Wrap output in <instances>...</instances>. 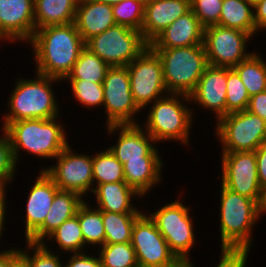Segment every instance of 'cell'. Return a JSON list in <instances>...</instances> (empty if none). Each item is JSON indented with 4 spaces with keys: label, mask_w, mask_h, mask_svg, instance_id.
Here are the masks:
<instances>
[{
    "label": "cell",
    "mask_w": 266,
    "mask_h": 267,
    "mask_svg": "<svg viewBox=\"0 0 266 267\" xmlns=\"http://www.w3.org/2000/svg\"><path fill=\"white\" fill-rule=\"evenodd\" d=\"M32 48L34 71L63 81L85 47L74 22L35 30L27 43Z\"/></svg>",
    "instance_id": "obj_1"
},
{
    "label": "cell",
    "mask_w": 266,
    "mask_h": 267,
    "mask_svg": "<svg viewBox=\"0 0 266 267\" xmlns=\"http://www.w3.org/2000/svg\"><path fill=\"white\" fill-rule=\"evenodd\" d=\"M218 209V238L221 251H249L253 248V231L266 210L251 198L240 195L221 184Z\"/></svg>",
    "instance_id": "obj_2"
},
{
    "label": "cell",
    "mask_w": 266,
    "mask_h": 267,
    "mask_svg": "<svg viewBox=\"0 0 266 267\" xmlns=\"http://www.w3.org/2000/svg\"><path fill=\"white\" fill-rule=\"evenodd\" d=\"M33 78L17 77L6 103L8 111L1 117L2 128H5L10 122L26 119H51L61 115V106L57 102L54 87L62 81L36 72ZM53 84L54 86H52Z\"/></svg>",
    "instance_id": "obj_3"
},
{
    "label": "cell",
    "mask_w": 266,
    "mask_h": 267,
    "mask_svg": "<svg viewBox=\"0 0 266 267\" xmlns=\"http://www.w3.org/2000/svg\"><path fill=\"white\" fill-rule=\"evenodd\" d=\"M60 117L20 120L10 122L4 128L9 135L17 165L21 164L19 161H22L20 155L23 151L46 161H54L70 143L65 130L67 127L59 120Z\"/></svg>",
    "instance_id": "obj_4"
},
{
    "label": "cell",
    "mask_w": 266,
    "mask_h": 267,
    "mask_svg": "<svg viewBox=\"0 0 266 267\" xmlns=\"http://www.w3.org/2000/svg\"><path fill=\"white\" fill-rule=\"evenodd\" d=\"M188 104H191L190 96L168 93L146 108L149 109L146 121L140 125L157 144L176 141L184 147L190 146V132L195 125L194 112L197 110Z\"/></svg>",
    "instance_id": "obj_5"
},
{
    "label": "cell",
    "mask_w": 266,
    "mask_h": 267,
    "mask_svg": "<svg viewBox=\"0 0 266 267\" xmlns=\"http://www.w3.org/2000/svg\"><path fill=\"white\" fill-rule=\"evenodd\" d=\"M153 50L161 60L168 93L190 96L208 66L204 45Z\"/></svg>",
    "instance_id": "obj_6"
},
{
    "label": "cell",
    "mask_w": 266,
    "mask_h": 267,
    "mask_svg": "<svg viewBox=\"0 0 266 267\" xmlns=\"http://www.w3.org/2000/svg\"><path fill=\"white\" fill-rule=\"evenodd\" d=\"M179 193V198H175V201L154 209V212L146 210V213L155 222L176 258L179 261H193L189 254L194 245L196 246L197 238L194 231L196 226L193 223L194 217L190 213L192 212L190 205L183 203L184 196L181 194L185 192L181 190Z\"/></svg>",
    "instance_id": "obj_7"
},
{
    "label": "cell",
    "mask_w": 266,
    "mask_h": 267,
    "mask_svg": "<svg viewBox=\"0 0 266 267\" xmlns=\"http://www.w3.org/2000/svg\"><path fill=\"white\" fill-rule=\"evenodd\" d=\"M213 128L221 152L255 151L266 142V121L247 110L221 117Z\"/></svg>",
    "instance_id": "obj_8"
},
{
    "label": "cell",
    "mask_w": 266,
    "mask_h": 267,
    "mask_svg": "<svg viewBox=\"0 0 266 267\" xmlns=\"http://www.w3.org/2000/svg\"><path fill=\"white\" fill-rule=\"evenodd\" d=\"M147 46L141 31L117 24L85 42V47L110 67L127 66Z\"/></svg>",
    "instance_id": "obj_9"
},
{
    "label": "cell",
    "mask_w": 266,
    "mask_h": 267,
    "mask_svg": "<svg viewBox=\"0 0 266 267\" xmlns=\"http://www.w3.org/2000/svg\"><path fill=\"white\" fill-rule=\"evenodd\" d=\"M72 148L68 144L54 159L53 165L41 166L40 171H44L59 190L74 191L86 199L94 189L92 155L80 154Z\"/></svg>",
    "instance_id": "obj_10"
},
{
    "label": "cell",
    "mask_w": 266,
    "mask_h": 267,
    "mask_svg": "<svg viewBox=\"0 0 266 267\" xmlns=\"http://www.w3.org/2000/svg\"><path fill=\"white\" fill-rule=\"evenodd\" d=\"M105 126L140 124L127 66L110 67L103 81Z\"/></svg>",
    "instance_id": "obj_11"
},
{
    "label": "cell",
    "mask_w": 266,
    "mask_h": 267,
    "mask_svg": "<svg viewBox=\"0 0 266 267\" xmlns=\"http://www.w3.org/2000/svg\"><path fill=\"white\" fill-rule=\"evenodd\" d=\"M220 184L257 201L266 210L265 191L259 184L255 151L221 152Z\"/></svg>",
    "instance_id": "obj_12"
},
{
    "label": "cell",
    "mask_w": 266,
    "mask_h": 267,
    "mask_svg": "<svg viewBox=\"0 0 266 267\" xmlns=\"http://www.w3.org/2000/svg\"><path fill=\"white\" fill-rule=\"evenodd\" d=\"M133 99L142 111L154 101L168 94L162 63L157 53L147 48L127 65Z\"/></svg>",
    "instance_id": "obj_13"
},
{
    "label": "cell",
    "mask_w": 266,
    "mask_h": 267,
    "mask_svg": "<svg viewBox=\"0 0 266 267\" xmlns=\"http://www.w3.org/2000/svg\"><path fill=\"white\" fill-rule=\"evenodd\" d=\"M253 37L244 31L211 25L204 28L203 45L208 65L233 68L254 51H247Z\"/></svg>",
    "instance_id": "obj_14"
},
{
    "label": "cell",
    "mask_w": 266,
    "mask_h": 267,
    "mask_svg": "<svg viewBox=\"0 0 266 267\" xmlns=\"http://www.w3.org/2000/svg\"><path fill=\"white\" fill-rule=\"evenodd\" d=\"M131 245L139 267H175L180 262L145 211L133 225Z\"/></svg>",
    "instance_id": "obj_15"
},
{
    "label": "cell",
    "mask_w": 266,
    "mask_h": 267,
    "mask_svg": "<svg viewBox=\"0 0 266 267\" xmlns=\"http://www.w3.org/2000/svg\"><path fill=\"white\" fill-rule=\"evenodd\" d=\"M105 131L111 138L118 135L117 142L108 148L122 164L142 160V157H162L159 145L140 124L109 125Z\"/></svg>",
    "instance_id": "obj_16"
},
{
    "label": "cell",
    "mask_w": 266,
    "mask_h": 267,
    "mask_svg": "<svg viewBox=\"0 0 266 267\" xmlns=\"http://www.w3.org/2000/svg\"><path fill=\"white\" fill-rule=\"evenodd\" d=\"M34 32V0H0V43L27 45Z\"/></svg>",
    "instance_id": "obj_17"
},
{
    "label": "cell",
    "mask_w": 266,
    "mask_h": 267,
    "mask_svg": "<svg viewBox=\"0 0 266 267\" xmlns=\"http://www.w3.org/2000/svg\"><path fill=\"white\" fill-rule=\"evenodd\" d=\"M226 89L227 67L208 65L190 95L191 104L213 113L217 122L226 115Z\"/></svg>",
    "instance_id": "obj_18"
},
{
    "label": "cell",
    "mask_w": 266,
    "mask_h": 267,
    "mask_svg": "<svg viewBox=\"0 0 266 267\" xmlns=\"http://www.w3.org/2000/svg\"><path fill=\"white\" fill-rule=\"evenodd\" d=\"M36 179V180H35ZM26 197L24 221V242L44 223L50 206L59 188L44 172L39 171Z\"/></svg>",
    "instance_id": "obj_19"
},
{
    "label": "cell",
    "mask_w": 266,
    "mask_h": 267,
    "mask_svg": "<svg viewBox=\"0 0 266 267\" xmlns=\"http://www.w3.org/2000/svg\"><path fill=\"white\" fill-rule=\"evenodd\" d=\"M191 9L190 0H146L141 29L150 44L165 28Z\"/></svg>",
    "instance_id": "obj_20"
},
{
    "label": "cell",
    "mask_w": 266,
    "mask_h": 267,
    "mask_svg": "<svg viewBox=\"0 0 266 267\" xmlns=\"http://www.w3.org/2000/svg\"><path fill=\"white\" fill-rule=\"evenodd\" d=\"M204 27L190 9L165 28L150 44L152 49H169L203 44Z\"/></svg>",
    "instance_id": "obj_21"
},
{
    "label": "cell",
    "mask_w": 266,
    "mask_h": 267,
    "mask_svg": "<svg viewBox=\"0 0 266 267\" xmlns=\"http://www.w3.org/2000/svg\"><path fill=\"white\" fill-rule=\"evenodd\" d=\"M91 195L95 198L93 206L101 211L114 213H143L141 207L134 205V200L143 199L132 187L125 181L104 183L97 185ZM134 199V200H133Z\"/></svg>",
    "instance_id": "obj_22"
},
{
    "label": "cell",
    "mask_w": 266,
    "mask_h": 267,
    "mask_svg": "<svg viewBox=\"0 0 266 267\" xmlns=\"http://www.w3.org/2000/svg\"><path fill=\"white\" fill-rule=\"evenodd\" d=\"M84 201L85 199L77 192L58 190L44 223L26 241L43 243L63 222L76 215Z\"/></svg>",
    "instance_id": "obj_23"
},
{
    "label": "cell",
    "mask_w": 266,
    "mask_h": 267,
    "mask_svg": "<svg viewBox=\"0 0 266 267\" xmlns=\"http://www.w3.org/2000/svg\"><path fill=\"white\" fill-rule=\"evenodd\" d=\"M74 24L83 41L116 25L112 5L95 0H79Z\"/></svg>",
    "instance_id": "obj_24"
},
{
    "label": "cell",
    "mask_w": 266,
    "mask_h": 267,
    "mask_svg": "<svg viewBox=\"0 0 266 267\" xmlns=\"http://www.w3.org/2000/svg\"><path fill=\"white\" fill-rule=\"evenodd\" d=\"M164 164L166 163L161 157H142V160L127 161L123 164L125 182L145 198L164 181Z\"/></svg>",
    "instance_id": "obj_25"
},
{
    "label": "cell",
    "mask_w": 266,
    "mask_h": 267,
    "mask_svg": "<svg viewBox=\"0 0 266 267\" xmlns=\"http://www.w3.org/2000/svg\"><path fill=\"white\" fill-rule=\"evenodd\" d=\"M79 0H34L35 30L73 23Z\"/></svg>",
    "instance_id": "obj_26"
},
{
    "label": "cell",
    "mask_w": 266,
    "mask_h": 267,
    "mask_svg": "<svg viewBox=\"0 0 266 267\" xmlns=\"http://www.w3.org/2000/svg\"><path fill=\"white\" fill-rule=\"evenodd\" d=\"M217 25L244 31L253 38L259 34L255 28L253 6L245 0H223Z\"/></svg>",
    "instance_id": "obj_27"
},
{
    "label": "cell",
    "mask_w": 266,
    "mask_h": 267,
    "mask_svg": "<svg viewBox=\"0 0 266 267\" xmlns=\"http://www.w3.org/2000/svg\"><path fill=\"white\" fill-rule=\"evenodd\" d=\"M88 201V202H87ZM80 205L77 210L76 215L78 216L79 225L83 234L84 239V252L86 250L96 246V248L104 245L105 242V231L104 224L102 221V211L97 207H93L88 204L89 200L87 198Z\"/></svg>",
    "instance_id": "obj_28"
},
{
    "label": "cell",
    "mask_w": 266,
    "mask_h": 267,
    "mask_svg": "<svg viewBox=\"0 0 266 267\" xmlns=\"http://www.w3.org/2000/svg\"><path fill=\"white\" fill-rule=\"evenodd\" d=\"M47 242H50L51 246ZM52 243L57 244L56 247L62 253L74 254L84 252V239L77 215L63 222L42 244L47 249L52 250L54 245Z\"/></svg>",
    "instance_id": "obj_29"
},
{
    "label": "cell",
    "mask_w": 266,
    "mask_h": 267,
    "mask_svg": "<svg viewBox=\"0 0 266 267\" xmlns=\"http://www.w3.org/2000/svg\"><path fill=\"white\" fill-rule=\"evenodd\" d=\"M256 50L233 69L238 73L250 96L266 90V60Z\"/></svg>",
    "instance_id": "obj_30"
},
{
    "label": "cell",
    "mask_w": 266,
    "mask_h": 267,
    "mask_svg": "<svg viewBox=\"0 0 266 267\" xmlns=\"http://www.w3.org/2000/svg\"><path fill=\"white\" fill-rule=\"evenodd\" d=\"M141 214L102 211V221L105 231L104 244L131 242L133 225Z\"/></svg>",
    "instance_id": "obj_31"
},
{
    "label": "cell",
    "mask_w": 266,
    "mask_h": 267,
    "mask_svg": "<svg viewBox=\"0 0 266 267\" xmlns=\"http://www.w3.org/2000/svg\"><path fill=\"white\" fill-rule=\"evenodd\" d=\"M92 163L94 188L104 183L125 181L123 164L109 148L92 153Z\"/></svg>",
    "instance_id": "obj_32"
},
{
    "label": "cell",
    "mask_w": 266,
    "mask_h": 267,
    "mask_svg": "<svg viewBox=\"0 0 266 267\" xmlns=\"http://www.w3.org/2000/svg\"><path fill=\"white\" fill-rule=\"evenodd\" d=\"M109 68L110 66L95 53L84 47L79 54L78 60L65 79H80L103 83Z\"/></svg>",
    "instance_id": "obj_33"
},
{
    "label": "cell",
    "mask_w": 266,
    "mask_h": 267,
    "mask_svg": "<svg viewBox=\"0 0 266 267\" xmlns=\"http://www.w3.org/2000/svg\"><path fill=\"white\" fill-rule=\"evenodd\" d=\"M71 89V95L83 108L94 109L103 107L104 89L103 83L90 82L80 79H64Z\"/></svg>",
    "instance_id": "obj_34"
},
{
    "label": "cell",
    "mask_w": 266,
    "mask_h": 267,
    "mask_svg": "<svg viewBox=\"0 0 266 267\" xmlns=\"http://www.w3.org/2000/svg\"><path fill=\"white\" fill-rule=\"evenodd\" d=\"M97 249L102 267H139L131 242L104 244Z\"/></svg>",
    "instance_id": "obj_35"
},
{
    "label": "cell",
    "mask_w": 266,
    "mask_h": 267,
    "mask_svg": "<svg viewBox=\"0 0 266 267\" xmlns=\"http://www.w3.org/2000/svg\"><path fill=\"white\" fill-rule=\"evenodd\" d=\"M146 0H124L112 5L113 17L117 25L141 31Z\"/></svg>",
    "instance_id": "obj_36"
},
{
    "label": "cell",
    "mask_w": 266,
    "mask_h": 267,
    "mask_svg": "<svg viewBox=\"0 0 266 267\" xmlns=\"http://www.w3.org/2000/svg\"><path fill=\"white\" fill-rule=\"evenodd\" d=\"M250 95L238 73L227 67L226 115L247 110Z\"/></svg>",
    "instance_id": "obj_37"
},
{
    "label": "cell",
    "mask_w": 266,
    "mask_h": 267,
    "mask_svg": "<svg viewBox=\"0 0 266 267\" xmlns=\"http://www.w3.org/2000/svg\"><path fill=\"white\" fill-rule=\"evenodd\" d=\"M47 249L42 243L26 241L25 248L19 247V253L30 263V267H64V258L55 248ZM63 261V262H62Z\"/></svg>",
    "instance_id": "obj_38"
},
{
    "label": "cell",
    "mask_w": 266,
    "mask_h": 267,
    "mask_svg": "<svg viewBox=\"0 0 266 267\" xmlns=\"http://www.w3.org/2000/svg\"><path fill=\"white\" fill-rule=\"evenodd\" d=\"M0 133V188H8L13 184L17 171L11 141L4 128ZM16 171V172H15ZM12 183V184H11Z\"/></svg>",
    "instance_id": "obj_39"
},
{
    "label": "cell",
    "mask_w": 266,
    "mask_h": 267,
    "mask_svg": "<svg viewBox=\"0 0 266 267\" xmlns=\"http://www.w3.org/2000/svg\"><path fill=\"white\" fill-rule=\"evenodd\" d=\"M223 0H190L191 10L206 28L219 23Z\"/></svg>",
    "instance_id": "obj_40"
},
{
    "label": "cell",
    "mask_w": 266,
    "mask_h": 267,
    "mask_svg": "<svg viewBox=\"0 0 266 267\" xmlns=\"http://www.w3.org/2000/svg\"><path fill=\"white\" fill-rule=\"evenodd\" d=\"M215 267H247L249 251H221Z\"/></svg>",
    "instance_id": "obj_41"
},
{
    "label": "cell",
    "mask_w": 266,
    "mask_h": 267,
    "mask_svg": "<svg viewBox=\"0 0 266 267\" xmlns=\"http://www.w3.org/2000/svg\"><path fill=\"white\" fill-rule=\"evenodd\" d=\"M86 251L83 253L68 254L69 260L64 267H102L99 255ZM98 256V257H97Z\"/></svg>",
    "instance_id": "obj_42"
},
{
    "label": "cell",
    "mask_w": 266,
    "mask_h": 267,
    "mask_svg": "<svg viewBox=\"0 0 266 267\" xmlns=\"http://www.w3.org/2000/svg\"><path fill=\"white\" fill-rule=\"evenodd\" d=\"M257 175L262 189L266 192V142H263L256 150Z\"/></svg>",
    "instance_id": "obj_43"
},
{
    "label": "cell",
    "mask_w": 266,
    "mask_h": 267,
    "mask_svg": "<svg viewBox=\"0 0 266 267\" xmlns=\"http://www.w3.org/2000/svg\"><path fill=\"white\" fill-rule=\"evenodd\" d=\"M247 111L266 121V90L250 96Z\"/></svg>",
    "instance_id": "obj_44"
},
{
    "label": "cell",
    "mask_w": 266,
    "mask_h": 267,
    "mask_svg": "<svg viewBox=\"0 0 266 267\" xmlns=\"http://www.w3.org/2000/svg\"><path fill=\"white\" fill-rule=\"evenodd\" d=\"M256 31H266V0H261L253 6Z\"/></svg>",
    "instance_id": "obj_45"
},
{
    "label": "cell",
    "mask_w": 266,
    "mask_h": 267,
    "mask_svg": "<svg viewBox=\"0 0 266 267\" xmlns=\"http://www.w3.org/2000/svg\"><path fill=\"white\" fill-rule=\"evenodd\" d=\"M7 188H0V228H5L6 226V215H7ZM5 225V226H4Z\"/></svg>",
    "instance_id": "obj_46"
},
{
    "label": "cell",
    "mask_w": 266,
    "mask_h": 267,
    "mask_svg": "<svg viewBox=\"0 0 266 267\" xmlns=\"http://www.w3.org/2000/svg\"><path fill=\"white\" fill-rule=\"evenodd\" d=\"M12 267H30V263L19 253V247H12Z\"/></svg>",
    "instance_id": "obj_47"
},
{
    "label": "cell",
    "mask_w": 266,
    "mask_h": 267,
    "mask_svg": "<svg viewBox=\"0 0 266 267\" xmlns=\"http://www.w3.org/2000/svg\"><path fill=\"white\" fill-rule=\"evenodd\" d=\"M0 251V267H12V248Z\"/></svg>",
    "instance_id": "obj_48"
},
{
    "label": "cell",
    "mask_w": 266,
    "mask_h": 267,
    "mask_svg": "<svg viewBox=\"0 0 266 267\" xmlns=\"http://www.w3.org/2000/svg\"><path fill=\"white\" fill-rule=\"evenodd\" d=\"M194 261H180L175 267H195Z\"/></svg>",
    "instance_id": "obj_49"
},
{
    "label": "cell",
    "mask_w": 266,
    "mask_h": 267,
    "mask_svg": "<svg viewBox=\"0 0 266 267\" xmlns=\"http://www.w3.org/2000/svg\"><path fill=\"white\" fill-rule=\"evenodd\" d=\"M95 1L102 2L105 4H109V5H115L124 0H95Z\"/></svg>",
    "instance_id": "obj_50"
},
{
    "label": "cell",
    "mask_w": 266,
    "mask_h": 267,
    "mask_svg": "<svg viewBox=\"0 0 266 267\" xmlns=\"http://www.w3.org/2000/svg\"><path fill=\"white\" fill-rule=\"evenodd\" d=\"M245 1L248 2L249 4H251L252 6H255L261 0H245Z\"/></svg>",
    "instance_id": "obj_51"
},
{
    "label": "cell",
    "mask_w": 266,
    "mask_h": 267,
    "mask_svg": "<svg viewBox=\"0 0 266 267\" xmlns=\"http://www.w3.org/2000/svg\"><path fill=\"white\" fill-rule=\"evenodd\" d=\"M5 230H7V229H5V228H0V243H1V240H3V239H1L2 238V236H3V233H5V232H3V231H5ZM2 245L0 244V247H1ZM1 249V248H0ZM0 251H2V250H0Z\"/></svg>",
    "instance_id": "obj_52"
}]
</instances>
